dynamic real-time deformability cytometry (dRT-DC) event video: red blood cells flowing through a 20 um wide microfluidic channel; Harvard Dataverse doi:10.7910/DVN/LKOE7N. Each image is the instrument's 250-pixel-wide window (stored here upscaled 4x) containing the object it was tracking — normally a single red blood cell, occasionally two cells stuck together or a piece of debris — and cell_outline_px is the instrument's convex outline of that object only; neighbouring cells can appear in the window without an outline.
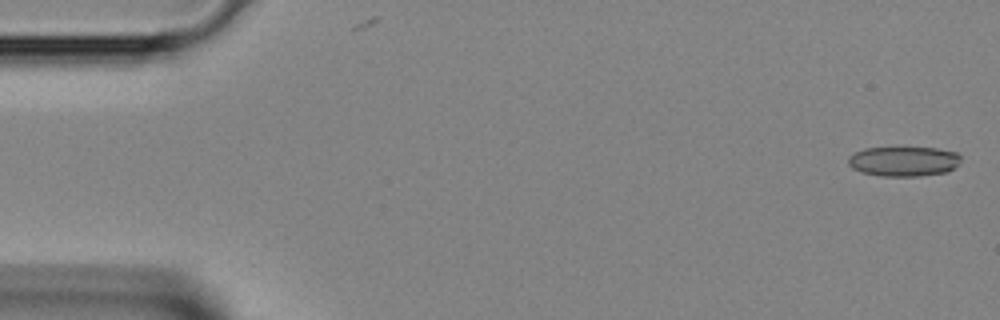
{"species": "Egyptian fruit bat (a non-hibernating species)", "species_latin": "Rousettus aegyptiacus", "temperature_condition": "room temperature", "stored_images_in_passage": 39, "camera_frame_rate_fps": 3000, "um_per_image_px": 0.085, "animal": {"sex": "female"}, "frame": {"image": 1, "passage_image": 1, "time_ms": 0.0, "image_size_px": [1000, 320], "cell_outline_px": [[960, 164], [948, 172], [916, 176], [880, 176], [860, 172], [852, 168], [848, 164], [848, 156], [864, 148], [936, 148], [956, 152], [960, 156]], "centroid_in_image_um": [76.81, 13.72], "position_along_channel_um": 8.2, "area_um2": 19.65}}
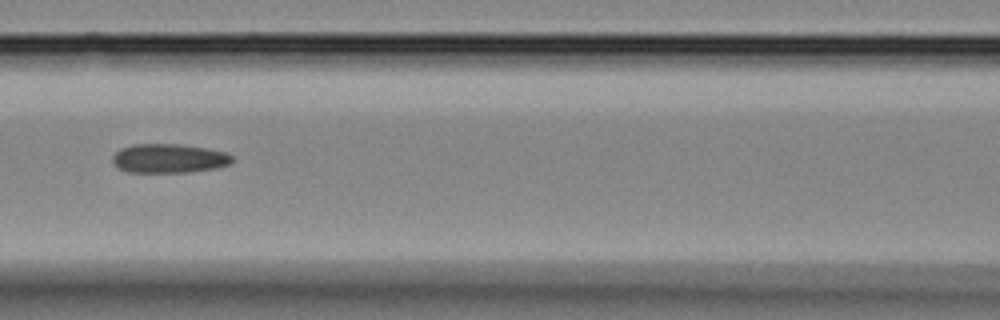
{"frame": {"image": 2, "passage_image": 17, "time_ms": 5.333, "image_size_px": [1000, 320], "cell_outline_px": [[232, 164], [216, 168], [188, 172], [128, 172], [116, 168], [112, 160], [112, 156], [120, 148], [132, 144], [176, 144], [204, 148], [224, 152], [232, 156]], "centroid_in_image_um": [14.32, 13.47], "position_along_channel_um": 152.3, "area_um2": 20.29}}
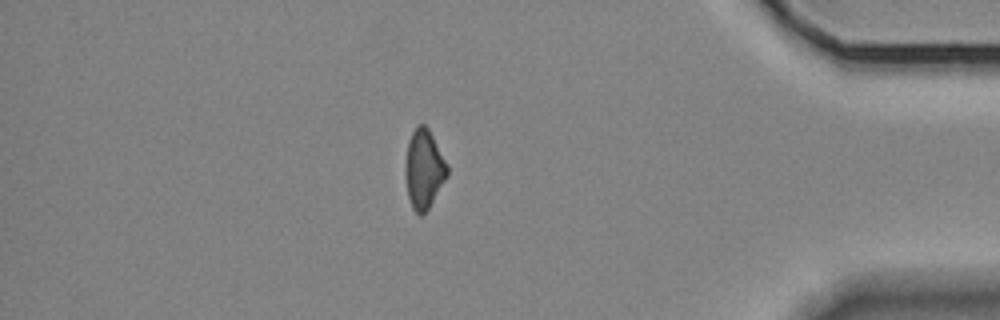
{"frame": {"image": 3, "passage_image": 34, "time_ms": 11.0, "image_size_px": [1000, 320], "cell_outline_px": [[448, 176], [428, 208], [420, 216], [412, 208], [408, 196], [404, 176], [404, 164], [408, 140], [416, 124], [424, 124], [428, 128], [448, 164]], "centroid_in_image_um": [36.01, 14.35], "position_along_channel_um": 399.2, "area_um2": 19.54}}